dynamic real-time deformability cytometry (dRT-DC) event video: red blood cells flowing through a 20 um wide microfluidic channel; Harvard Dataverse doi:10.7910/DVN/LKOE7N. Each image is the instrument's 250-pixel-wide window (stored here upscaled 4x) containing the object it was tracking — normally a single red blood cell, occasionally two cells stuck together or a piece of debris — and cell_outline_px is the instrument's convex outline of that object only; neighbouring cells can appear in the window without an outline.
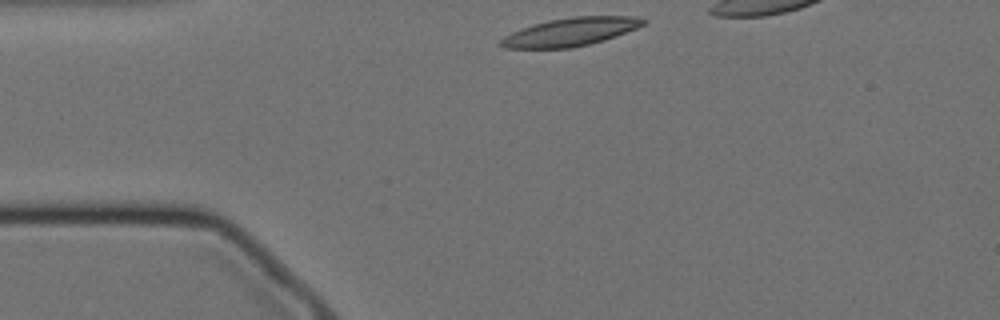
{"species": "Egyptian fruit bat (a non-hibernating species)", "species_latin": "Rousettus aegyptiacus", "temperature_condition": "cold", "stored_images_in_passage": 35, "camera_frame_rate_fps": 3000, "um_per_image_px": 0.085, "animal": {"sex": "female"}, "frame": {"image": 1, "passage_image": 1, "time_ms": 0.0, "image_size_px": [1000, 320], "cell_outline_px": [[648, 20], [644, 24], [636, 28], [616, 36], [604, 40], [572, 48], [504, 48], [500, 44], [500, 40], [504, 36], [512, 32], [548, 20], [572, 16], [636, 16]], "centroid_in_image_um": [48.52, 2.7], "position_along_channel_um": 36.5, "area_um2": 23.24}}
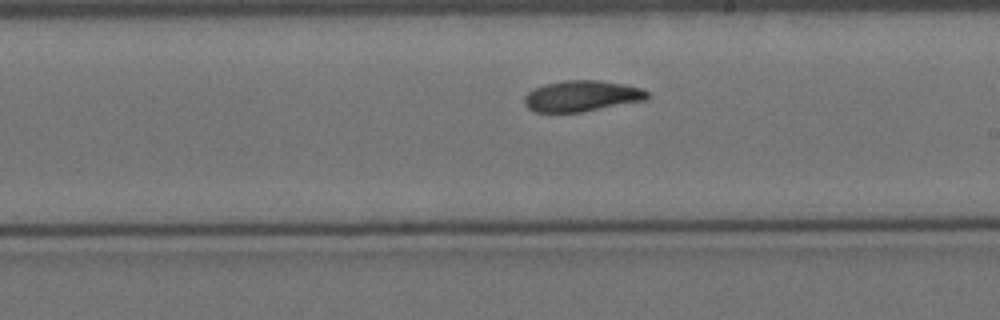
{"frame": {"image": 2, "passage_image": 21, "time_ms": 6.667, "image_size_px": [1000, 320], "cell_outline_px": [[648, 100], [580, 112], [536, 112], [528, 108], [524, 104], [524, 96], [532, 88], [544, 84], [564, 80], [600, 80], [640, 88], [648, 92]], "centroid_in_image_um": [49.41, 8.16], "position_along_channel_um": 239.6, "area_um2": 22.2}}
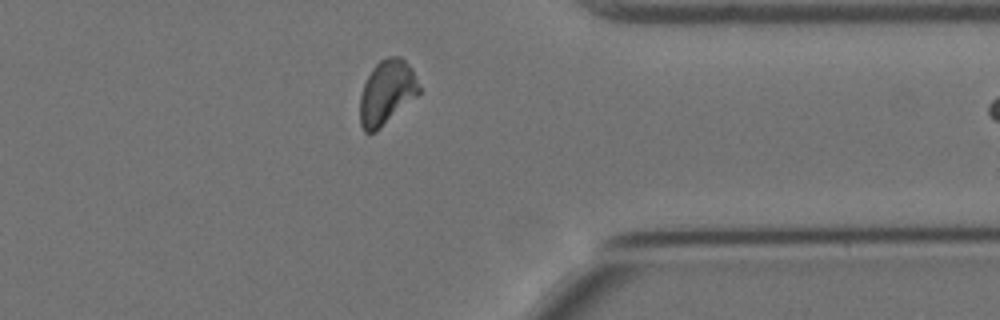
{"frame": {"image": 3, "passage_image": 34, "time_ms": 11.0, "image_size_px": [1000, 320], "cell_outline_px": [[420, 92], [416, 96], [376, 132], [364, 132], [360, 124], [360, 96], [364, 84], [372, 68], [380, 60], [388, 56], [400, 56], [412, 68], [420, 88]], "centroid_in_image_um": [32.86, 7.85], "position_along_channel_um": 378.5, "area_um2": 22.02}}